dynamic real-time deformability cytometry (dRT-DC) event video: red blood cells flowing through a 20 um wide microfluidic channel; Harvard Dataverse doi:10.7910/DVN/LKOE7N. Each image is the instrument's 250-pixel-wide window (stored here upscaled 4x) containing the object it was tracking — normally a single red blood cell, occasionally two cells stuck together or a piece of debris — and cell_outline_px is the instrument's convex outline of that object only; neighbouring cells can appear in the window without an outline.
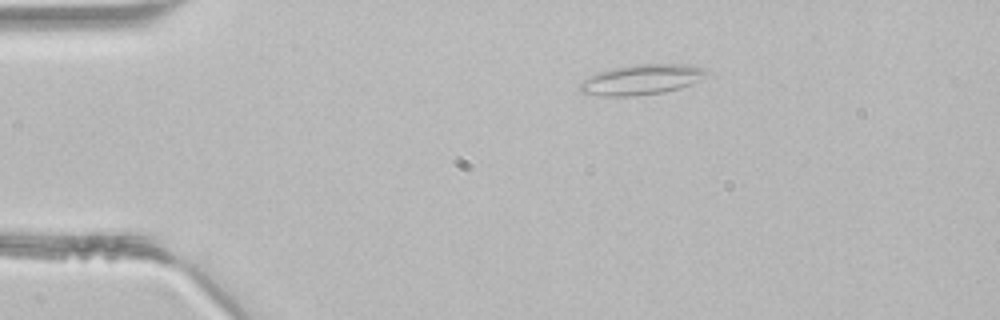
{"species": "common noctule bat (a hibernating species)", "species_latin": "Nyctalus noctula", "temperature_condition": "room temperature", "stored_images_in_passage": 38, "segment_of_instrument_passage": [1, 2], "camera_frame_rate_fps": 3000, "um_per_image_px": 0.085, "animal": {"sex": "male", "body_mass_g": 21.5, "forearm_length_mm": 52.0}, "frame": {"image": 1, "passage_image": 1, "time_ms": 0.0, "image_size_px": [1000, 320], "cell_outline_px": [[712, 72], [700, 80], [692, 84], [680, 88], [664, 92], [632, 96], [604, 96], [580, 92], [580, 84], [584, 80], [600, 72], [612, 68], [636, 64], [684, 64], [704, 68]], "centroid_in_image_um": [54.61, 6.76], "position_along_channel_um": 30.4, "area_um2": 22.2}}
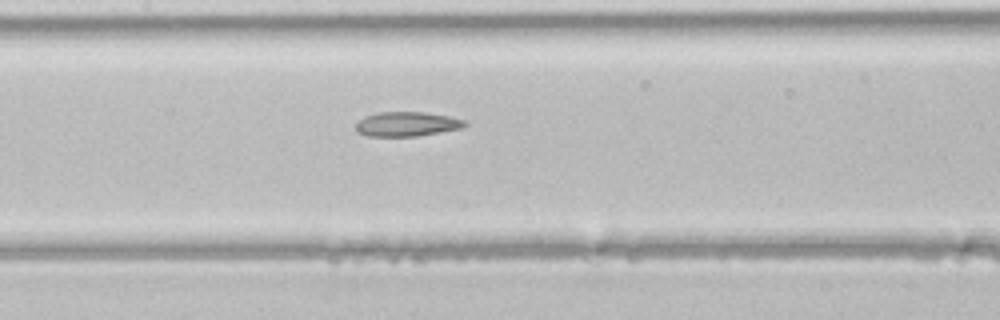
{"frame": {"image": 2, "passage_image": 14, "time_ms": 4.333, "image_size_px": [1000, 320], "cell_outline_px": [[468, 124], [460, 128], [416, 136], [368, 136], [360, 132], [356, 128], [356, 124], [364, 116], [376, 112], [424, 112], [448, 116], [464, 120]], "centroid_in_image_um": [34.56, 10.53], "position_along_channel_um": 172.8, "area_um2": 15.32}}
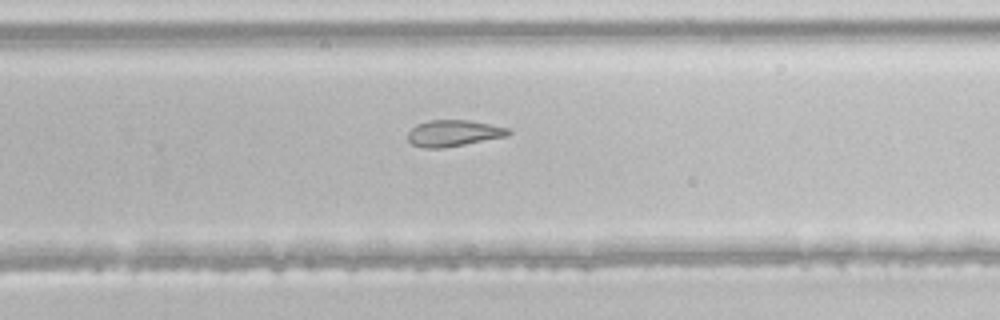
{"frame": {"image": 3, "passage_image": 22, "time_ms": 7.0, "image_size_px": [1000, 320], "cell_outline_px": [[512, 132], [508, 136], [464, 144], [440, 148], [424, 148], [412, 144], [408, 140], [408, 132], [416, 124], [428, 120], [468, 120], [508, 128]], "centroid_in_image_um": [38.53, 11.31], "position_along_channel_um": 291.3, "area_um2": 15.32}}